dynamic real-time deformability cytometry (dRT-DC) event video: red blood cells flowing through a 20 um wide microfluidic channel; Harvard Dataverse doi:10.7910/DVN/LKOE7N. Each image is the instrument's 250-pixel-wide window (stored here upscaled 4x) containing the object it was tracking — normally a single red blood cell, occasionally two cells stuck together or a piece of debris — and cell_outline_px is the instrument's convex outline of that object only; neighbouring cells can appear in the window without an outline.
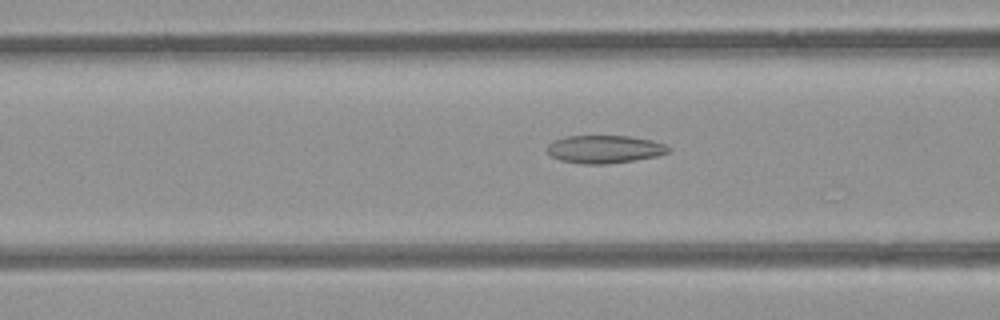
{"species": "common noctule bat (a hibernating species)", "species_latin": "Nyctalus noctula", "temperature_condition": "room temperature", "stored_images_in_passage": 6, "camera_frame_rate_fps": 3000, "um_per_image_px": 0.085, "animal": {"sex": "female", "body_mass_g": 21.9}, "frame": {"image": 1, "passage_image": 4, "time_ms": 1.0, "image_size_px": [1000, 320], "cell_outline_px": [[672, 148], [668, 152], [656, 156], [608, 164], [580, 164], [560, 160], [552, 156], [548, 152], [548, 144], [552, 140], [564, 136], [628, 136], [652, 140], [664, 144]], "centroid_in_image_um": [51.36, 12.68], "position_along_channel_um": 115.2, "area_um2": 19.71}}